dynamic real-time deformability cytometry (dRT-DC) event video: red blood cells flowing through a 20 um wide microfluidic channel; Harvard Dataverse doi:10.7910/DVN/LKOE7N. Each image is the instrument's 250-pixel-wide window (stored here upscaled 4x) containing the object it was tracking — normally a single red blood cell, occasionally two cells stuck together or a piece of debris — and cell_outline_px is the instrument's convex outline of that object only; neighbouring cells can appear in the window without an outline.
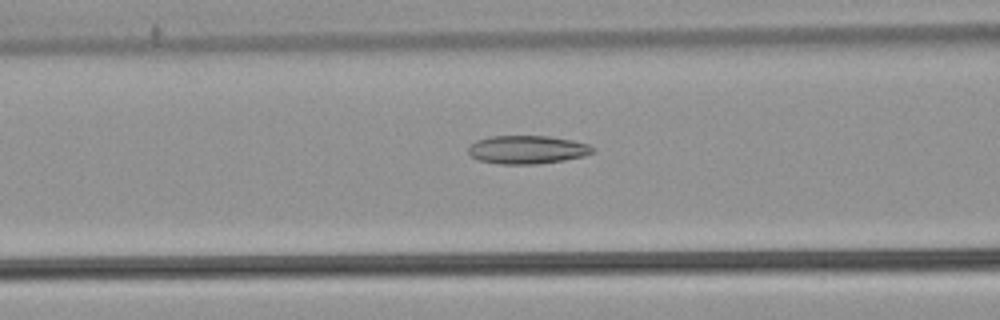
{"species": "common noctule bat (a hibernating species)", "species_latin": "Nyctalus noctula", "temperature_condition": "warm", "stored_images_in_passage": 47, "camera_frame_rate_fps": 3000, "um_per_image_px": 0.085, "animal": {"sex": "male", "body_mass_g": 21.5, "forearm_length_mm": 52.0}, "frame": {"image": 1, "passage_image": 16, "time_ms": 5.0, "image_size_px": [1000, 320], "cell_outline_px": [[596, 148], [592, 152], [584, 156], [564, 160], [536, 164], [500, 164], [480, 160], [472, 156], [468, 152], [468, 148], [476, 140], [492, 136], [548, 136], [572, 140], [588, 144]], "centroid_in_image_um": [44.83, 12.72], "position_along_channel_um": 121.8, "area_um2": 20.4}}
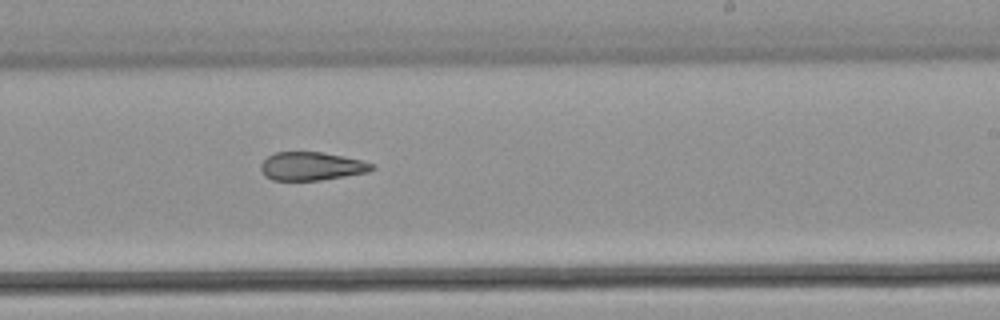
{"frame": {"image": 2, "passage_image": 27, "time_ms": 8.667, "image_size_px": [1000, 320], "cell_outline_px": [[376, 168], [368, 172], [320, 180], [272, 180], [264, 176], [260, 168], [260, 164], [268, 156], [276, 152], [320, 152], [360, 160], [372, 164]], "centroid_in_image_um": [26.44, 14.13], "position_along_channel_um": 262.6, "area_um2": 18.15}}
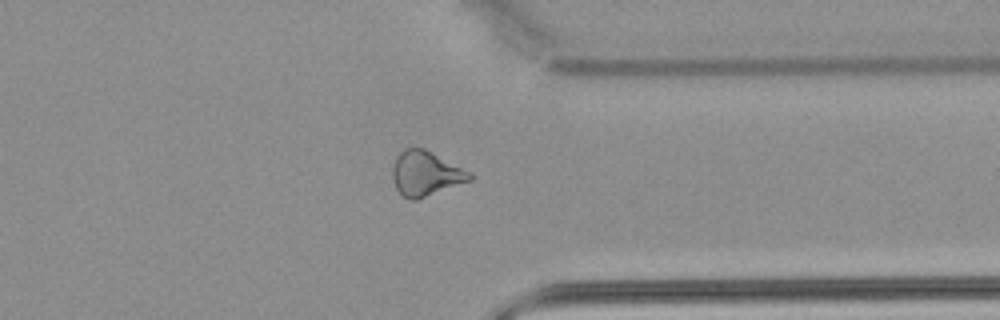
{"frame": {"image": 3, "passage_image": 36, "time_ms": 11.667, "image_size_px": [1000, 320], "cell_outline_px": [[472, 180], [416, 200], [412, 200], [404, 196], [396, 188], [392, 176], [392, 168], [396, 156], [404, 148], [424, 148], [472, 172]], "centroid_in_image_um": [36.19, 14.74], "position_along_channel_um": 375.2, "area_um2": 20.11}, "authors_computed_cell_mechanics": {"area_um2": 20.808, "velocity_mm_per_s": 3.8425, "shape_relaxation_time_tau1_ms": null, "shape_relaxation_time_tau2_ms": 4.9277, "deformation_change_tau1": null, "deformation_change_tau2": 0.129}}